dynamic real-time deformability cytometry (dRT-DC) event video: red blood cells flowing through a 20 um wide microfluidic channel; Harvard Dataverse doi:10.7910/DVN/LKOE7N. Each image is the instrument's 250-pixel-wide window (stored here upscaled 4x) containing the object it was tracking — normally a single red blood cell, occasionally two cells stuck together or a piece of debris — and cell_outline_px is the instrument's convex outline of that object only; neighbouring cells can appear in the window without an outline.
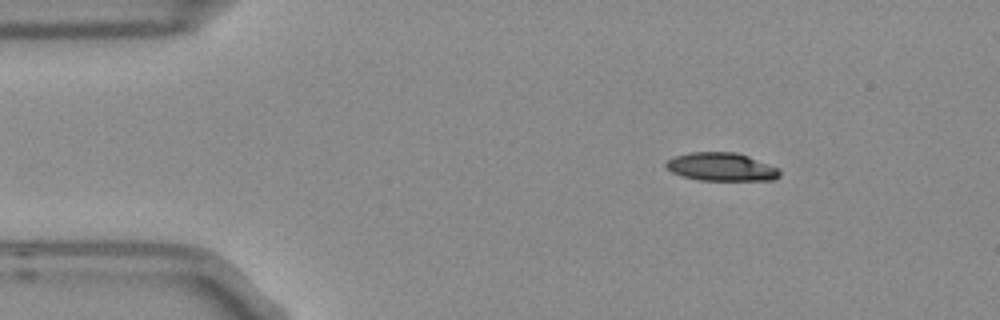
{"species": "Egyptian fruit bat (a non-hibernating species)", "species_latin": "Rousettus aegyptiacus", "temperature_condition": "room temperature", "stored_images_in_passage": 4, "camera_frame_rate_fps": 3000, "um_per_image_px": 0.085, "frame": {"image": 1, "passage_image": 2, "time_ms": 0.333, "image_size_px": [1000, 320], "cell_outline_px": [[780, 176], [776, 180], [700, 180], [684, 176], [672, 172], [664, 164], [668, 160], [676, 156], [688, 152], [736, 152], [748, 156], [780, 168]], "centroid_in_image_um": [61.36, 14.18], "position_along_channel_um": 23.6, "area_um2": 18.67}}